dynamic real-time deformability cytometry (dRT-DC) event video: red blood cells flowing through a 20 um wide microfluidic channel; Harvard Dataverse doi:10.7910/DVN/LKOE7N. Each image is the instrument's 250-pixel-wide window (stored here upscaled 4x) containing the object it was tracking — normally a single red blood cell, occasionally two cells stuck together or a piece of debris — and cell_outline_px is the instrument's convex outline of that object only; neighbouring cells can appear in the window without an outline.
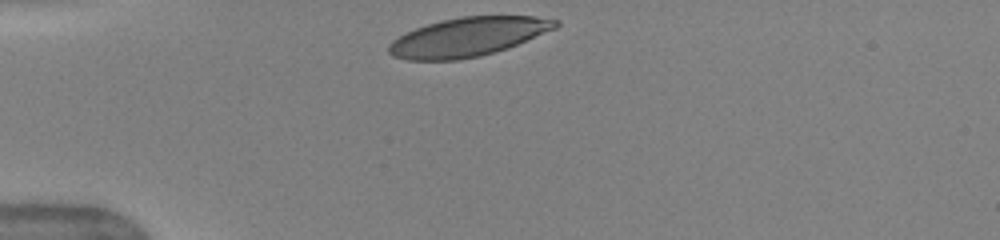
{"species": "human", "species_latin": "Homo sapiens", "temperature_condition": "warm", "stored_images_in_passage": 31, "camera_frame_rate_fps": 3000, "um_per_image_px": 0.085, "donor": {"sex": "female"}, "frame": {"image": 1, "passage_image": 1, "time_ms": 0.0, "image_size_px": [1000, 240], "cell_outline_px": [[560, 24], [556, 28], [508, 48], [480, 56], [456, 60], [408, 60], [392, 56], [388, 52], [388, 44], [392, 40], [404, 32], [440, 20], [460, 16], [532, 16], [560, 20]], "centroid_in_image_um": [39.75, 3.13], "position_along_channel_um": 45.2, "area_um2": 37.92}}
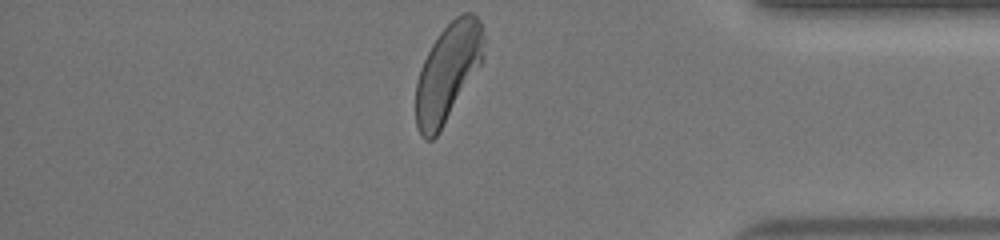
{"frame": {"image": 2, "passage_image": 31, "time_ms": 10.0, "image_size_px": [1000, 240], "cell_outline_px": [[484, 56], [480, 64], [440, 132], [432, 140], [424, 140], [420, 136], [416, 124], [416, 84], [420, 68], [432, 44], [440, 32], [460, 12], [472, 12], [480, 20], [484, 36]], "centroid_in_image_um": [38.05, 6.15], "position_along_channel_um": 397.1, "area_um2": 38.55}, "authors_computed_cell_mechanics": {"area_um2": 39.6508, "velocity_mm_per_s": 4.0166, "shape_relaxation_time_tau1_ms": 3.3142, "shape_relaxation_time_tau2_ms": 0.8908, "deformation_change_tau1": 0.1482, "deformation_change_tau2": 0.0724}}